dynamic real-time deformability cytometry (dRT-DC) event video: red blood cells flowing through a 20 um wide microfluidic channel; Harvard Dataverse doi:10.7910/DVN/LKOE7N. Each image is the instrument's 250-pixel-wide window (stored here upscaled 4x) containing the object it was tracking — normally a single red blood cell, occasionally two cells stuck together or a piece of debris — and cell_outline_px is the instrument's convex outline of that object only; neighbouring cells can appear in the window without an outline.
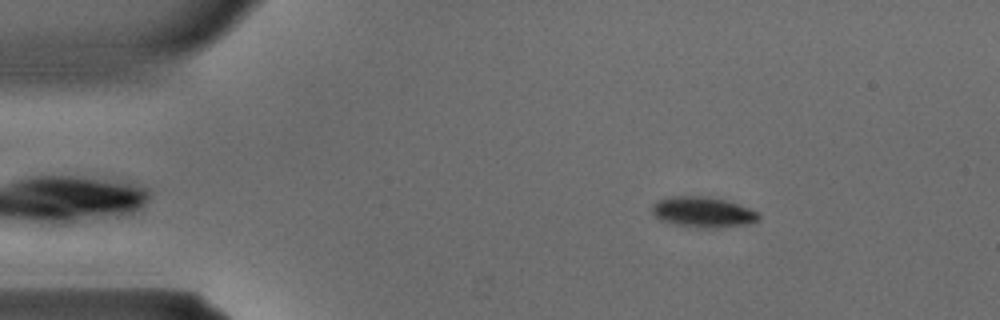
{"species": "common noctule bat (a hibernating species)", "species_latin": "Nyctalus noctula", "temperature_condition": "warm", "stored_images_in_passage": 36, "camera_frame_rate_fps": 3000, "um_per_image_px": 0.085, "animal": {"sex": "male", "body_mass_g": 15.6}, "frame": {"image": 1, "passage_image": 6, "time_ms": 1.667, "image_size_px": [1000, 320], "cell_outline_px": [[760, 220], [748, 224], [716, 228], [700, 228], [676, 224], [660, 220], [652, 212], [652, 204], [656, 200], [668, 196], [708, 196], [724, 200], [748, 208], [756, 212], [760, 216]], "centroid_in_image_um": [59.72, 18.02], "position_along_channel_um": 25.3, "area_um2": 18.96}}
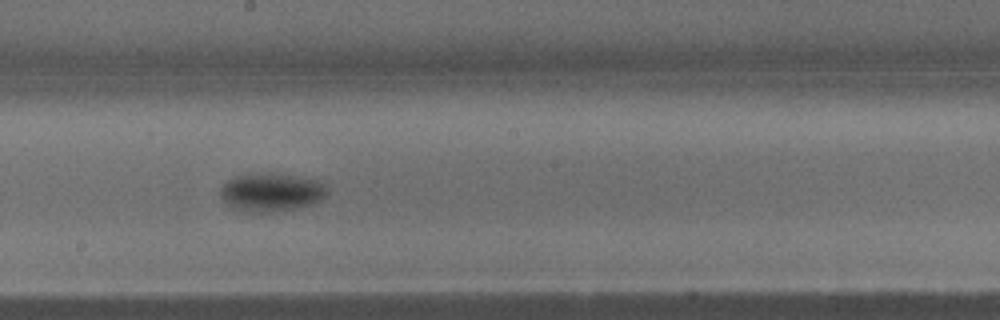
{"frame": {"image": 2, "passage_image": 20, "time_ms": 6.333, "image_size_px": [1000, 320], "cell_outline_px": [[328, 192], [320, 200], [312, 204], [300, 208], [272, 212], [256, 212], [236, 208], [228, 204], [220, 196], [220, 188], [228, 180], [236, 176], [252, 172], [280, 172], [320, 180], [328, 188]], "centroid_in_image_um": [23.11, 16.29], "position_along_channel_um": 225.1, "area_um2": 24.33}}
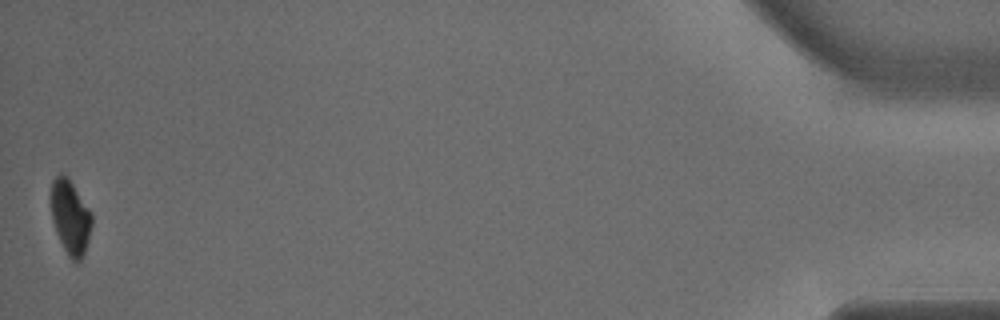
{"frame": {"image": 3, "passage_image": 36, "time_ms": 11.667, "image_size_px": [1000, 320], "cell_outline_px": [[92, 224], [88, 240], [84, 252], [80, 260], [76, 264], [68, 256], [56, 232], [52, 220], [48, 200], [52, 180], [60, 172], [68, 176], [92, 212]], "centroid_in_image_um": [5.94, 18.39], "position_along_channel_um": 429.3, "area_um2": 18.21}}